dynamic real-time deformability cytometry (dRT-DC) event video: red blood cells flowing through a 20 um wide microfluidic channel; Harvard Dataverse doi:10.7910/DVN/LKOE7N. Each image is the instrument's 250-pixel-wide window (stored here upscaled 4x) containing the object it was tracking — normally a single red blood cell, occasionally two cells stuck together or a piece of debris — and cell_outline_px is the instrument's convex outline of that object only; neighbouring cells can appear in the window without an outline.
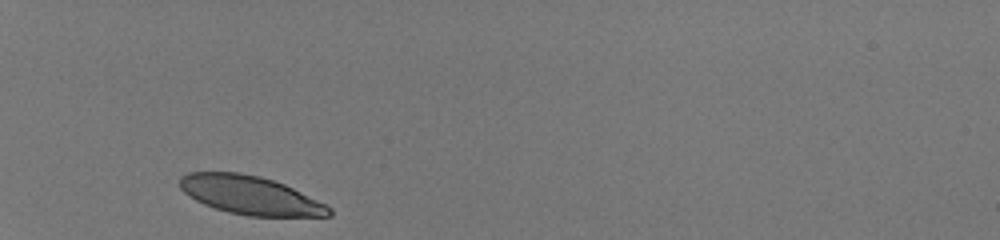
{"species": "human", "species_latin": "Homo sapiens", "temperature_condition": "room temperature", "stored_images_in_passage": 29, "camera_frame_rate_fps": 3000, "um_per_image_px": 0.085, "donor": {"sex": "male"}, "frame": {"image": 1, "passage_image": 1, "time_ms": 0.0, "image_size_px": [1000, 240], "cell_outline_px": [[332, 216], [248, 216], [228, 212], [204, 204], [196, 200], [184, 192], [180, 188], [180, 176], [188, 172], [240, 172], [260, 176], [284, 184], [332, 208]], "centroid_in_image_um": [21.25, 16.59], "position_along_channel_um": 63.8, "area_um2": 33.23}}
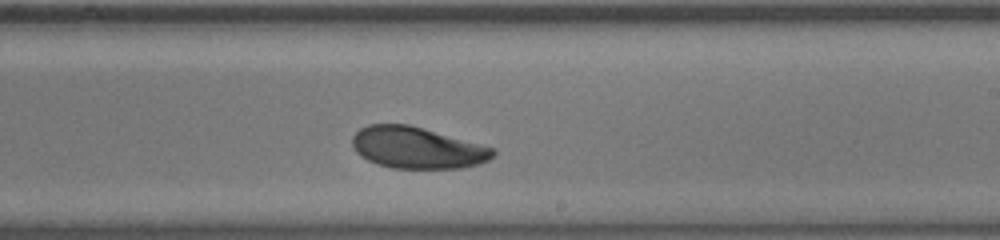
{"frame": {"image": 2, "passage_image": 17, "time_ms": 5.333, "image_size_px": [1000, 240], "cell_outline_px": [[496, 152], [488, 160], [476, 164], [460, 168], [392, 168], [368, 160], [360, 156], [356, 152], [352, 144], [352, 136], [360, 128], [368, 124], [408, 124], [492, 148]], "centroid_in_image_um": [35.38, 12.56], "position_along_channel_um": 253.6, "area_um2": 33.47}}
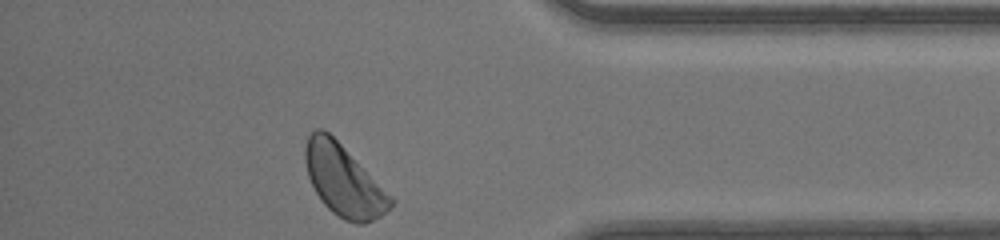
{"frame": {"image": 3, "passage_image": 29, "time_ms": 9.333, "image_size_px": [1000, 240], "cell_outline_px": [[392, 204], [380, 216], [364, 224], [356, 224], [344, 220], [332, 212], [320, 200], [308, 176], [304, 160], [304, 148], [308, 136], [316, 128], [320, 128], [328, 132], [392, 196]], "centroid_in_image_um": [29.17, 15.35], "position_along_channel_um": 406.0, "area_um2": 34.8}, "authors_computed_cell_mechanics": {"area_um2": 35.3158, "velocity_mm_per_s": 4.1093, "shape_relaxation_time_tau1_ms": 1.9339, "shape_relaxation_time_tau2_ms": 1.2231, "deformation_change_tau1": 0.1045, "deformation_change_tau2": 0.0573}}